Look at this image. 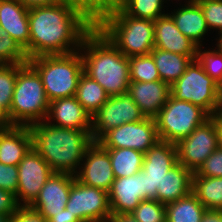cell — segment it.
<instances>
[{
	"mask_svg": "<svg viewBox=\"0 0 222 222\" xmlns=\"http://www.w3.org/2000/svg\"><path fill=\"white\" fill-rule=\"evenodd\" d=\"M28 59L78 51L95 27V8L85 0H62L28 11Z\"/></svg>",
	"mask_w": 222,
	"mask_h": 222,
	"instance_id": "6da1fadb",
	"label": "cell"
},
{
	"mask_svg": "<svg viewBox=\"0 0 222 222\" xmlns=\"http://www.w3.org/2000/svg\"><path fill=\"white\" fill-rule=\"evenodd\" d=\"M29 128L32 147L53 172L75 176L87 149L94 143L91 130L57 127L46 120L32 124Z\"/></svg>",
	"mask_w": 222,
	"mask_h": 222,
	"instance_id": "7a4b0ae2",
	"label": "cell"
},
{
	"mask_svg": "<svg viewBox=\"0 0 222 222\" xmlns=\"http://www.w3.org/2000/svg\"><path fill=\"white\" fill-rule=\"evenodd\" d=\"M79 50L83 72L99 83L107 94L118 96L128 91L129 58L95 26L83 39Z\"/></svg>",
	"mask_w": 222,
	"mask_h": 222,
	"instance_id": "3957f363",
	"label": "cell"
},
{
	"mask_svg": "<svg viewBox=\"0 0 222 222\" xmlns=\"http://www.w3.org/2000/svg\"><path fill=\"white\" fill-rule=\"evenodd\" d=\"M95 26L128 58L154 49V21L126 15L112 0L95 9Z\"/></svg>",
	"mask_w": 222,
	"mask_h": 222,
	"instance_id": "277c9868",
	"label": "cell"
},
{
	"mask_svg": "<svg viewBox=\"0 0 222 222\" xmlns=\"http://www.w3.org/2000/svg\"><path fill=\"white\" fill-rule=\"evenodd\" d=\"M50 101L38 72L29 64H17L13 99L7 113L11 126H30L46 119Z\"/></svg>",
	"mask_w": 222,
	"mask_h": 222,
	"instance_id": "5b68a950",
	"label": "cell"
},
{
	"mask_svg": "<svg viewBox=\"0 0 222 222\" xmlns=\"http://www.w3.org/2000/svg\"><path fill=\"white\" fill-rule=\"evenodd\" d=\"M81 52L78 50L68 54L42 55L28 59V63L40 75L50 102L76 94L78 81L83 73Z\"/></svg>",
	"mask_w": 222,
	"mask_h": 222,
	"instance_id": "8992f818",
	"label": "cell"
},
{
	"mask_svg": "<svg viewBox=\"0 0 222 222\" xmlns=\"http://www.w3.org/2000/svg\"><path fill=\"white\" fill-rule=\"evenodd\" d=\"M171 95L177 100L199 106L209 116L222 110L218 83L205 73L202 65L196 59L171 85Z\"/></svg>",
	"mask_w": 222,
	"mask_h": 222,
	"instance_id": "52a82bcc",
	"label": "cell"
},
{
	"mask_svg": "<svg viewBox=\"0 0 222 222\" xmlns=\"http://www.w3.org/2000/svg\"><path fill=\"white\" fill-rule=\"evenodd\" d=\"M209 117L199 106L177 100L170 95L154 119L159 140L176 144L182 138L189 136Z\"/></svg>",
	"mask_w": 222,
	"mask_h": 222,
	"instance_id": "ba28073f",
	"label": "cell"
},
{
	"mask_svg": "<svg viewBox=\"0 0 222 222\" xmlns=\"http://www.w3.org/2000/svg\"><path fill=\"white\" fill-rule=\"evenodd\" d=\"M219 146L217 126L210 116L189 136L176 143L178 163L195 173Z\"/></svg>",
	"mask_w": 222,
	"mask_h": 222,
	"instance_id": "9c48e42d",
	"label": "cell"
},
{
	"mask_svg": "<svg viewBox=\"0 0 222 222\" xmlns=\"http://www.w3.org/2000/svg\"><path fill=\"white\" fill-rule=\"evenodd\" d=\"M80 222H106L112 214L108 192L82 184L76 178L65 207Z\"/></svg>",
	"mask_w": 222,
	"mask_h": 222,
	"instance_id": "30bf717a",
	"label": "cell"
},
{
	"mask_svg": "<svg viewBox=\"0 0 222 222\" xmlns=\"http://www.w3.org/2000/svg\"><path fill=\"white\" fill-rule=\"evenodd\" d=\"M144 118L138 105L127 92L111 96L92 116V137L94 141H98L110 129L125 123L142 121Z\"/></svg>",
	"mask_w": 222,
	"mask_h": 222,
	"instance_id": "8fae6325",
	"label": "cell"
},
{
	"mask_svg": "<svg viewBox=\"0 0 222 222\" xmlns=\"http://www.w3.org/2000/svg\"><path fill=\"white\" fill-rule=\"evenodd\" d=\"M158 140L155 119L144 118L110 129L98 142L104 148H131L145 154Z\"/></svg>",
	"mask_w": 222,
	"mask_h": 222,
	"instance_id": "7c38bea8",
	"label": "cell"
},
{
	"mask_svg": "<svg viewBox=\"0 0 222 222\" xmlns=\"http://www.w3.org/2000/svg\"><path fill=\"white\" fill-rule=\"evenodd\" d=\"M17 166L18 191L15 198L20 207H29L38 197L40 190L53 174V171L33 147Z\"/></svg>",
	"mask_w": 222,
	"mask_h": 222,
	"instance_id": "4fadbf2b",
	"label": "cell"
},
{
	"mask_svg": "<svg viewBox=\"0 0 222 222\" xmlns=\"http://www.w3.org/2000/svg\"><path fill=\"white\" fill-rule=\"evenodd\" d=\"M178 163L175 143L158 140L144 154L142 171L145 174L146 200L157 197L161 180Z\"/></svg>",
	"mask_w": 222,
	"mask_h": 222,
	"instance_id": "5bb4252c",
	"label": "cell"
},
{
	"mask_svg": "<svg viewBox=\"0 0 222 222\" xmlns=\"http://www.w3.org/2000/svg\"><path fill=\"white\" fill-rule=\"evenodd\" d=\"M83 162L75 175L76 179L84 185L109 192L115 177L107 150L94 141L87 149Z\"/></svg>",
	"mask_w": 222,
	"mask_h": 222,
	"instance_id": "9a60e30c",
	"label": "cell"
},
{
	"mask_svg": "<svg viewBox=\"0 0 222 222\" xmlns=\"http://www.w3.org/2000/svg\"><path fill=\"white\" fill-rule=\"evenodd\" d=\"M76 177L67 173L53 172L40 190L38 197L29 206L46 220L65 209L71 185Z\"/></svg>",
	"mask_w": 222,
	"mask_h": 222,
	"instance_id": "2e32d148",
	"label": "cell"
},
{
	"mask_svg": "<svg viewBox=\"0 0 222 222\" xmlns=\"http://www.w3.org/2000/svg\"><path fill=\"white\" fill-rule=\"evenodd\" d=\"M108 196L111 213H131L146 200L145 174L141 170L133 176L115 178Z\"/></svg>",
	"mask_w": 222,
	"mask_h": 222,
	"instance_id": "e0dca14e",
	"label": "cell"
},
{
	"mask_svg": "<svg viewBox=\"0 0 222 222\" xmlns=\"http://www.w3.org/2000/svg\"><path fill=\"white\" fill-rule=\"evenodd\" d=\"M45 120L53 126L62 128L75 130H91L92 128V117L77 101L75 95L51 101ZM49 120L54 123L52 124Z\"/></svg>",
	"mask_w": 222,
	"mask_h": 222,
	"instance_id": "ac0fdd59",
	"label": "cell"
},
{
	"mask_svg": "<svg viewBox=\"0 0 222 222\" xmlns=\"http://www.w3.org/2000/svg\"><path fill=\"white\" fill-rule=\"evenodd\" d=\"M29 8L18 0H0V26L25 51L28 58Z\"/></svg>",
	"mask_w": 222,
	"mask_h": 222,
	"instance_id": "d6986e66",
	"label": "cell"
},
{
	"mask_svg": "<svg viewBox=\"0 0 222 222\" xmlns=\"http://www.w3.org/2000/svg\"><path fill=\"white\" fill-rule=\"evenodd\" d=\"M127 93L138 105L145 118H155L171 95V86L158 80L130 82Z\"/></svg>",
	"mask_w": 222,
	"mask_h": 222,
	"instance_id": "ffe728a7",
	"label": "cell"
},
{
	"mask_svg": "<svg viewBox=\"0 0 222 222\" xmlns=\"http://www.w3.org/2000/svg\"><path fill=\"white\" fill-rule=\"evenodd\" d=\"M154 48L186 56H197L198 46L180 32L167 13L154 21Z\"/></svg>",
	"mask_w": 222,
	"mask_h": 222,
	"instance_id": "44dd1931",
	"label": "cell"
},
{
	"mask_svg": "<svg viewBox=\"0 0 222 222\" xmlns=\"http://www.w3.org/2000/svg\"><path fill=\"white\" fill-rule=\"evenodd\" d=\"M32 148L29 126L0 129V163L17 166Z\"/></svg>",
	"mask_w": 222,
	"mask_h": 222,
	"instance_id": "7402d4cb",
	"label": "cell"
},
{
	"mask_svg": "<svg viewBox=\"0 0 222 222\" xmlns=\"http://www.w3.org/2000/svg\"><path fill=\"white\" fill-rule=\"evenodd\" d=\"M172 14V15H171ZM169 13L180 32L198 47L202 46L203 36L209 31L201 7L196 1H187L176 11Z\"/></svg>",
	"mask_w": 222,
	"mask_h": 222,
	"instance_id": "603a6c76",
	"label": "cell"
},
{
	"mask_svg": "<svg viewBox=\"0 0 222 222\" xmlns=\"http://www.w3.org/2000/svg\"><path fill=\"white\" fill-rule=\"evenodd\" d=\"M193 173L180 163L164 174L161 180V188L157 189L155 200L162 204H168L181 199L192 192Z\"/></svg>",
	"mask_w": 222,
	"mask_h": 222,
	"instance_id": "cb8c5ba5",
	"label": "cell"
},
{
	"mask_svg": "<svg viewBox=\"0 0 222 222\" xmlns=\"http://www.w3.org/2000/svg\"><path fill=\"white\" fill-rule=\"evenodd\" d=\"M150 55L158 69L160 80L172 85L186 71L197 56H186L178 53H173L158 48H154Z\"/></svg>",
	"mask_w": 222,
	"mask_h": 222,
	"instance_id": "d4e9b609",
	"label": "cell"
},
{
	"mask_svg": "<svg viewBox=\"0 0 222 222\" xmlns=\"http://www.w3.org/2000/svg\"><path fill=\"white\" fill-rule=\"evenodd\" d=\"M192 193L206 209L222 210V177H202L193 173Z\"/></svg>",
	"mask_w": 222,
	"mask_h": 222,
	"instance_id": "484cf974",
	"label": "cell"
},
{
	"mask_svg": "<svg viewBox=\"0 0 222 222\" xmlns=\"http://www.w3.org/2000/svg\"><path fill=\"white\" fill-rule=\"evenodd\" d=\"M75 97L92 117L110 96L99 83L83 72L78 81Z\"/></svg>",
	"mask_w": 222,
	"mask_h": 222,
	"instance_id": "4316f807",
	"label": "cell"
},
{
	"mask_svg": "<svg viewBox=\"0 0 222 222\" xmlns=\"http://www.w3.org/2000/svg\"><path fill=\"white\" fill-rule=\"evenodd\" d=\"M115 178L129 177L142 170L144 153L131 148H105Z\"/></svg>",
	"mask_w": 222,
	"mask_h": 222,
	"instance_id": "83f0119b",
	"label": "cell"
},
{
	"mask_svg": "<svg viewBox=\"0 0 222 222\" xmlns=\"http://www.w3.org/2000/svg\"><path fill=\"white\" fill-rule=\"evenodd\" d=\"M166 206V222H201L206 208L191 192Z\"/></svg>",
	"mask_w": 222,
	"mask_h": 222,
	"instance_id": "f1b7e54d",
	"label": "cell"
},
{
	"mask_svg": "<svg viewBox=\"0 0 222 222\" xmlns=\"http://www.w3.org/2000/svg\"><path fill=\"white\" fill-rule=\"evenodd\" d=\"M17 79V64H0V129L11 127L10 110Z\"/></svg>",
	"mask_w": 222,
	"mask_h": 222,
	"instance_id": "f546056e",
	"label": "cell"
},
{
	"mask_svg": "<svg viewBox=\"0 0 222 222\" xmlns=\"http://www.w3.org/2000/svg\"><path fill=\"white\" fill-rule=\"evenodd\" d=\"M126 15L155 21L162 14L163 0H112Z\"/></svg>",
	"mask_w": 222,
	"mask_h": 222,
	"instance_id": "4dcf8cb0",
	"label": "cell"
},
{
	"mask_svg": "<svg viewBox=\"0 0 222 222\" xmlns=\"http://www.w3.org/2000/svg\"><path fill=\"white\" fill-rule=\"evenodd\" d=\"M129 73L131 82H153L160 80L158 69L150 54L129 57Z\"/></svg>",
	"mask_w": 222,
	"mask_h": 222,
	"instance_id": "1f68e13d",
	"label": "cell"
},
{
	"mask_svg": "<svg viewBox=\"0 0 222 222\" xmlns=\"http://www.w3.org/2000/svg\"><path fill=\"white\" fill-rule=\"evenodd\" d=\"M25 63H28L25 51L0 26V64Z\"/></svg>",
	"mask_w": 222,
	"mask_h": 222,
	"instance_id": "d6a6232c",
	"label": "cell"
},
{
	"mask_svg": "<svg viewBox=\"0 0 222 222\" xmlns=\"http://www.w3.org/2000/svg\"><path fill=\"white\" fill-rule=\"evenodd\" d=\"M131 214L139 222H166V206L155 199L142 200Z\"/></svg>",
	"mask_w": 222,
	"mask_h": 222,
	"instance_id": "836d02e7",
	"label": "cell"
},
{
	"mask_svg": "<svg viewBox=\"0 0 222 222\" xmlns=\"http://www.w3.org/2000/svg\"><path fill=\"white\" fill-rule=\"evenodd\" d=\"M200 48L201 46L197 48L196 60L202 65L205 73L219 85L222 81V53L218 48L203 52Z\"/></svg>",
	"mask_w": 222,
	"mask_h": 222,
	"instance_id": "e575fe53",
	"label": "cell"
},
{
	"mask_svg": "<svg viewBox=\"0 0 222 222\" xmlns=\"http://www.w3.org/2000/svg\"><path fill=\"white\" fill-rule=\"evenodd\" d=\"M209 29L222 34V0H197Z\"/></svg>",
	"mask_w": 222,
	"mask_h": 222,
	"instance_id": "d590c367",
	"label": "cell"
},
{
	"mask_svg": "<svg viewBox=\"0 0 222 222\" xmlns=\"http://www.w3.org/2000/svg\"><path fill=\"white\" fill-rule=\"evenodd\" d=\"M202 177H222V148L219 146L196 172Z\"/></svg>",
	"mask_w": 222,
	"mask_h": 222,
	"instance_id": "8d00e7d4",
	"label": "cell"
},
{
	"mask_svg": "<svg viewBox=\"0 0 222 222\" xmlns=\"http://www.w3.org/2000/svg\"><path fill=\"white\" fill-rule=\"evenodd\" d=\"M0 189L14 195L18 191V166L0 163Z\"/></svg>",
	"mask_w": 222,
	"mask_h": 222,
	"instance_id": "74e56055",
	"label": "cell"
},
{
	"mask_svg": "<svg viewBox=\"0 0 222 222\" xmlns=\"http://www.w3.org/2000/svg\"><path fill=\"white\" fill-rule=\"evenodd\" d=\"M15 195L9 191L0 189V213L11 218L19 209Z\"/></svg>",
	"mask_w": 222,
	"mask_h": 222,
	"instance_id": "f35d334b",
	"label": "cell"
},
{
	"mask_svg": "<svg viewBox=\"0 0 222 222\" xmlns=\"http://www.w3.org/2000/svg\"><path fill=\"white\" fill-rule=\"evenodd\" d=\"M13 222H48L38 212L30 207H19L17 212L10 218Z\"/></svg>",
	"mask_w": 222,
	"mask_h": 222,
	"instance_id": "ab89813d",
	"label": "cell"
},
{
	"mask_svg": "<svg viewBox=\"0 0 222 222\" xmlns=\"http://www.w3.org/2000/svg\"><path fill=\"white\" fill-rule=\"evenodd\" d=\"M47 221L48 222H80L79 219L70 211H68L66 208L63 209L58 214H53V216L50 217Z\"/></svg>",
	"mask_w": 222,
	"mask_h": 222,
	"instance_id": "60d3db41",
	"label": "cell"
},
{
	"mask_svg": "<svg viewBox=\"0 0 222 222\" xmlns=\"http://www.w3.org/2000/svg\"><path fill=\"white\" fill-rule=\"evenodd\" d=\"M201 222H222V210L206 209Z\"/></svg>",
	"mask_w": 222,
	"mask_h": 222,
	"instance_id": "b9f144b4",
	"label": "cell"
},
{
	"mask_svg": "<svg viewBox=\"0 0 222 222\" xmlns=\"http://www.w3.org/2000/svg\"><path fill=\"white\" fill-rule=\"evenodd\" d=\"M106 222H139L131 213H112Z\"/></svg>",
	"mask_w": 222,
	"mask_h": 222,
	"instance_id": "7bdbcfd3",
	"label": "cell"
},
{
	"mask_svg": "<svg viewBox=\"0 0 222 222\" xmlns=\"http://www.w3.org/2000/svg\"><path fill=\"white\" fill-rule=\"evenodd\" d=\"M18 1H20L23 5L30 8L34 6L53 5L62 0H18Z\"/></svg>",
	"mask_w": 222,
	"mask_h": 222,
	"instance_id": "ee69618b",
	"label": "cell"
},
{
	"mask_svg": "<svg viewBox=\"0 0 222 222\" xmlns=\"http://www.w3.org/2000/svg\"><path fill=\"white\" fill-rule=\"evenodd\" d=\"M216 123L218 135H219V145L222 148V110L217 111L211 116Z\"/></svg>",
	"mask_w": 222,
	"mask_h": 222,
	"instance_id": "f6af8a7d",
	"label": "cell"
},
{
	"mask_svg": "<svg viewBox=\"0 0 222 222\" xmlns=\"http://www.w3.org/2000/svg\"><path fill=\"white\" fill-rule=\"evenodd\" d=\"M88 2L93 8H98L99 6L103 5L108 0H85Z\"/></svg>",
	"mask_w": 222,
	"mask_h": 222,
	"instance_id": "bcb514c9",
	"label": "cell"
},
{
	"mask_svg": "<svg viewBox=\"0 0 222 222\" xmlns=\"http://www.w3.org/2000/svg\"><path fill=\"white\" fill-rule=\"evenodd\" d=\"M217 47L220 50V52L222 53V34L219 37Z\"/></svg>",
	"mask_w": 222,
	"mask_h": 222,
	"instance_id": "7dc6e473",
	"label": "cell"
},
{
	"mask_svg": "<svg viewBox=\"0 0 222 222\" xmlns=\"http://www.w3.org/2000/svg\"><path fill=\"white\" fill-rule=\"evenodd\" d=\"M9 219L7 215L0 213V222H6Z\"/></svg>",
	"mask_w": 222,
	"mask_h": 222,
	"instance_id": "c3c4849f",
	"label": "cell"
},
{
	"mask_svg": "<svg viewBox=\"0 0 222 222\" xmlns=\"http://www.w3.org/2000/svg\"><path fill=\"white\" fill-rule=\"evenodd\" d=\"M219 97H220L221 105H222V81L219 83Z\"/></svg>",
	"mask_w": 222,
	"mask_h": 222,
	"instance_id": "681fc988",
	"label": "cell"
},
{
	"mask_svg": "<svg viewBox=\"0 0 222 222\" xmlns=\"http://www.w3.org/2000/svg\"><path fill=\"white\" fill-rule=\"evenodd\" d=\"M6 222H13L10 218Z\"/></svg>",
	"mask_w": 222,
	"mask_h": 222,
	"instance_id": "f907efd6",
	"label": "cell"
}]
</instances>
